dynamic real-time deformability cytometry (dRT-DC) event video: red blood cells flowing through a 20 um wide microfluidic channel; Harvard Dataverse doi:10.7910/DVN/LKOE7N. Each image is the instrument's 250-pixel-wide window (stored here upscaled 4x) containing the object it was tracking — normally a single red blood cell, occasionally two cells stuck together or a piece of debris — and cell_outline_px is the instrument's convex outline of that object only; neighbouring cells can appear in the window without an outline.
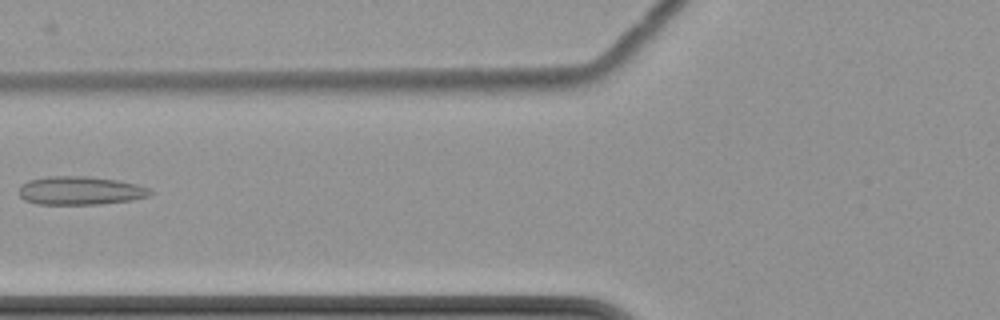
{"species": "common noctule bat (a hibernating species)", "species_latin": "Nyctalus noctula", "temperature_condition": "cold", "stored_images_in_passage": 7, "camera_frame_rate_fps": 3000, "um_per_image_px": 0.085, "animal": {"sex": "female", "body_mass_g": 22.7, "forearm_length_mm": 54.2}, "frame": {"image": 1, "passage_image": 7, "time_ms": 8.333, "image_size_px": [1000, 320], "cell_outline_px": [[152, 192], [148, 196], [132, 200], [100, 204], [36, 204], [24, 200], [20, 196], [20, 184], [28, 180], [48, 176], [88, 176], [116, 180], [136, 184], [148, 188]], "centroid_in_image_um": [6.79, 16.2], "position_along_channel_um": 119.0, "area_um2": 21.73}}